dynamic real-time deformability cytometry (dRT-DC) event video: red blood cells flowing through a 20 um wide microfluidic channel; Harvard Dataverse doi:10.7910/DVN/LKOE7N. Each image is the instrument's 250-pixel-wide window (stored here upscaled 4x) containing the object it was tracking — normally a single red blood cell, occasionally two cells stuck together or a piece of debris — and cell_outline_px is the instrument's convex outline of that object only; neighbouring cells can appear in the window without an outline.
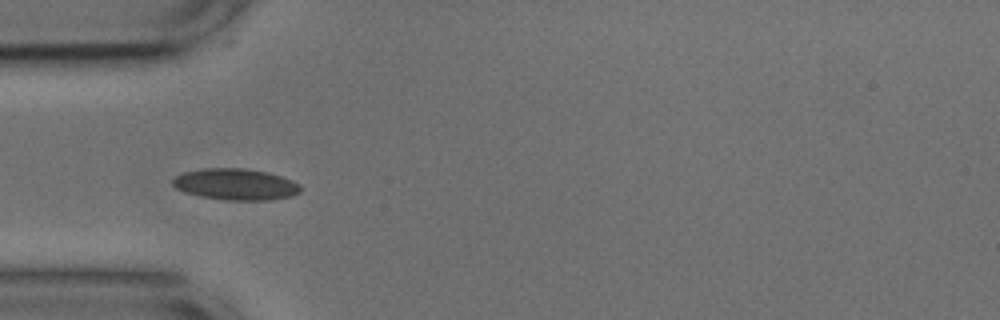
{"species": "common noctule bat (a hibernating species)", "species_latin": "Nyctalus noctula", "temperature_condition": "cold", "stored_images_in_passage": 14, "camera_frame_rate_fps": 3000, "um_per_image_px": 0.085, "animal": {"sex": "male", "body_mass_g": 17.9, "forearm_length_mm": 54.2}, "frame": {"image": 1, "passage_image": 5, "time_ms": 1.333, "image_size_px": [1000, 320], "cell_outline_px": [[300, 192], [292, 196], [272, 200], [224, 200], [200, 196], [184, 192], [176, 188], [172, 184], [172, 180], [176, 176], [184, 172], [204, 168], [244, 168], [268, 172], [292, 180], [300, 184]], "centroid_in_image_um": [20.03, 15.67], "position_along_channel_um": 65.0, "area_um2": 23.47}}